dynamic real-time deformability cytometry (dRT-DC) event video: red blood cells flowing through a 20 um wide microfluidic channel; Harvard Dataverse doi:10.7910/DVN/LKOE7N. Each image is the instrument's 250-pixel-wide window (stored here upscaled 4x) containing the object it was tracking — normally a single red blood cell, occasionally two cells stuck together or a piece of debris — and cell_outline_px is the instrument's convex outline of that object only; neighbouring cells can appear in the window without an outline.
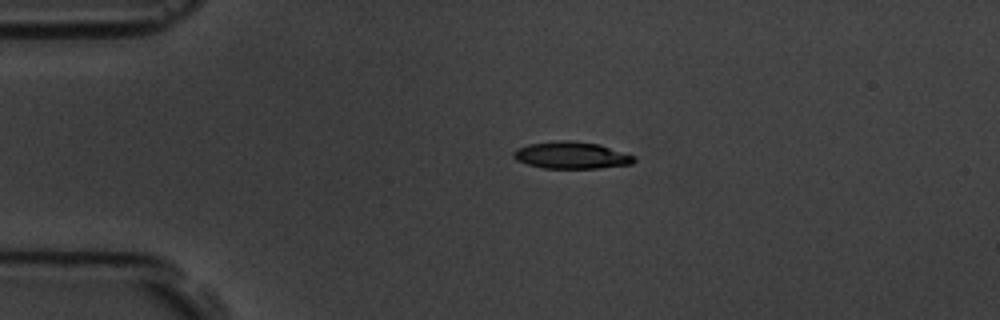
{"species": "common noctule bat (a hibernating species)", "species_latin": "Nyctalus noctula", "temperature_condition": "room temperature", "stored_images_in_passage": 3, "camera_frame_rate_fps": 3000, "um_per_image_px": 0.085, "animal": {"sex": "male", "body_mass_g": 19.5, "forearm_length_mm": 54.6}, "frame": {"image": 1, "passage_image": 2, "time_ms": 2.0, "image_size_px": [1000, 320], "cell_outline_px": [[636, 160], [632, 164], [600, 168], [544, 168], [528, 164], [516, 160], [512, 156], [512, 152], [516, 148], [528, 144], [556, 140], [572, 140], [600, 144], [636, 156]], "centroid_in_image_um": [48.57, 13.18], "position_along_channel_um": 36.4, "area_um2": 19.19}}